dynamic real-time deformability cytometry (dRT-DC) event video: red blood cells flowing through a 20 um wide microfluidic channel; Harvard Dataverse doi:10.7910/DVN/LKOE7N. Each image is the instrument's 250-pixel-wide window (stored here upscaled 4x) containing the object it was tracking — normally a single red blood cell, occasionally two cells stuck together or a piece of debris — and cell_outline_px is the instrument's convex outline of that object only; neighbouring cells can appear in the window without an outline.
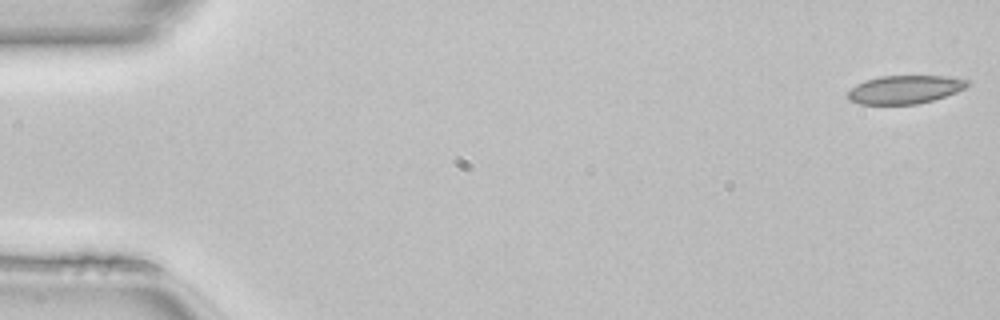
{"species": "common noctule bat (a hibernating species)", "species_latin": "Nyctalus noctula", "temperature_condition": "room temperature", "stored_images_in_passage": 50, "camera_frame_rate_fps": 3000, "um_per_image_px": 0.085, "animal": {"sex": "female", "body_mass_g": 22.7, "forearm_length_mm": 54.2}, "frame": {"image": 1, "passage_image": 1, "time_ms": 0.0, "image_size_px": [1000, 320], "cell_outline_px": [[968, 84], [964, 88], [956, 92], [932, 100], [916, 104], [860, 104], [848, 100], [848, 92], [856, 84], [864, 80], [880, 76], [944, 76], [968, 80]], "centroid_in_image_um": [76.86, 7.61], "position_along_channel_um": 8.1, "area_um2": 19.54}}
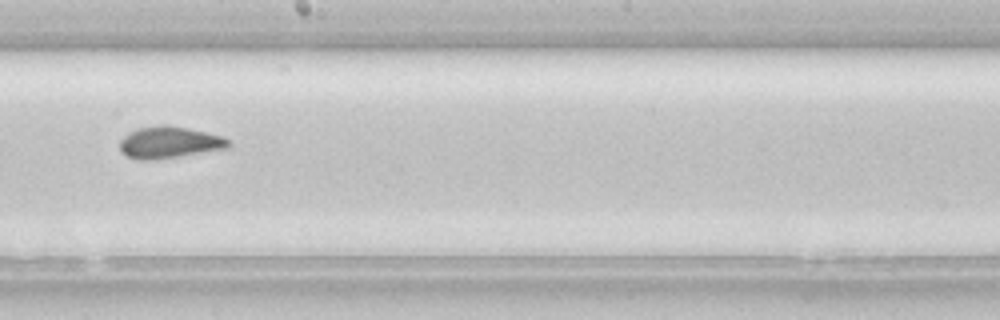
{"frame": {"image": 2, "passage_image": 28, "time_ms": 9.0, "image_size_px": [1000, 320], "cell_outline_px": [[232, 144], [228, 148], [156, 160], [136, 160], [120, 152], [120, 140], [128, 132], [136, 128], [164, 124], [188, 128], [224, 136]], "centroid_in_image_um": [14.37, 12.1], "position_along_channel_um": 233.8, "area_um2": 20.35}}
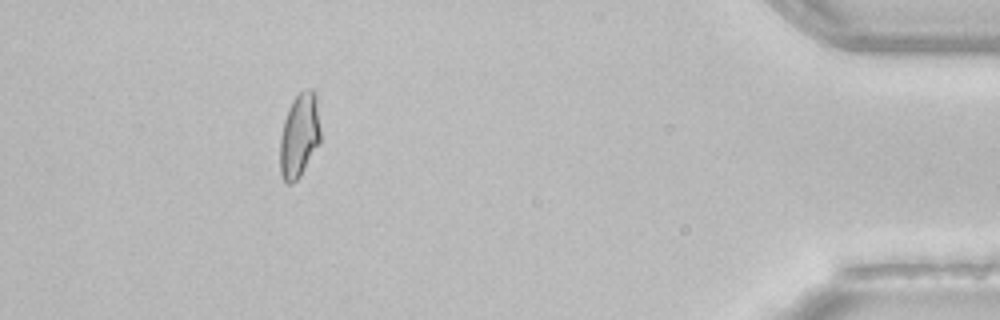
{"frame": {"image": 3, "passage_image": 45, "time_ms": 14.667, "image_size_px": [1000, 320], "cell_outline_px": [[320, 140], [300, 176], [292, 184], [288, 184], [284, 180], [280, 172], [280, 136], [284, 120], [288, 108], [292, 100], [304, 88], [316, 88], [320, 128]], "centroid_in_image_um": [25.44, 11.44], "position_along_channel_um": 409.8, "area_um2": 20.0}, "authors_computed_cell_mechanics": {"area_um2": 20.0277, "velocity_mm_per_s": 4.1361, "shape_relaxation_time_tau1_ms": 6.1774, "shape_relaxation_time_tau2_ms": 2.0492, "deformation_change_tau1": 0.1267, "deformation_change_tau2": 0.0507}}